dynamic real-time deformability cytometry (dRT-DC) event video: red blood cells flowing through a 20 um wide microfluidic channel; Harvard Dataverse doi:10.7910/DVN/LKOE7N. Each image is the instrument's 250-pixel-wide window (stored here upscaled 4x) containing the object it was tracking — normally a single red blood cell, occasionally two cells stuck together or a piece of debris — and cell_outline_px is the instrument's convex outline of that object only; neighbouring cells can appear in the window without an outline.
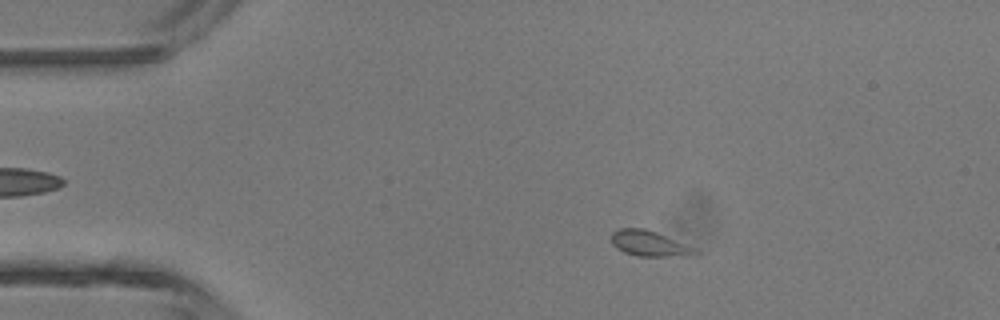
{"species": "common noctule bat (a hibernating species)", "species_latin": "Nyctalus noctula", "temperature_condition": "room temperature", "stored_images_in_passage": 4, "camera_frame_rate_fps": 3000, "um_per_image_px": 0.085, "animal": {"sex": "male", "body_mass_g": 13.3}, "frame": {"image": 1, "passage_image": 3, "time_ms": 2.333, "image_size_px": [1000, 320], "cell_outline_px": [[700, 256], [636, 256], [624, 252], [616, 248], [612, 244], [612, 232], [620, 228], [644, 228], [656, 232], [696, 248], [700, 252]], "centroid_in_image_um": [55.24, 20.72], "position_along_channel_um": 29.8, "area_um2": 12.6}}